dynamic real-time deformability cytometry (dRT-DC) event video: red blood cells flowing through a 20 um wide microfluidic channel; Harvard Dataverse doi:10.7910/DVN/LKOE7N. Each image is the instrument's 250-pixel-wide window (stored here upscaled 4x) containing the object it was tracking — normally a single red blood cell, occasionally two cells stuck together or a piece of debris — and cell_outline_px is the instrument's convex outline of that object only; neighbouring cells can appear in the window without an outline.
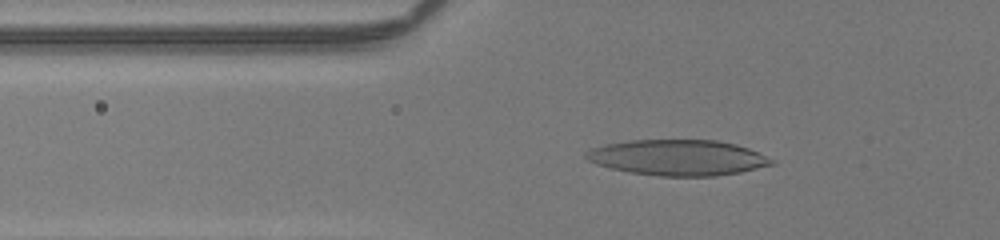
{"species": "human", "species_latin": "Homo sapiens", "temperature_condition": "room temperature", "stored_images_in_passage": 39, "camera_frame_rate_fps": 3000, "um_per_image_px": 0.085, "donor": {"sex": "male"}, "frame": {"image": 1, "passage_image": 12, "time_ms": 3.667, "image_size_px": [1000, 240], "cell_outline_px": [[776, 164], [740, 172], [716, 176], [660, 176], [628, 172], [596, 164], [588, 160], [584, 156], [584, 152], [592, 148], [608, 144], [628, 140], [716, 140], [736, 144], [748, 148], [776, 160]], "centroid_in_image_um": [57.64, 13.4], "position_along_channel_um": 68.2, "area_um2": 38.67}}
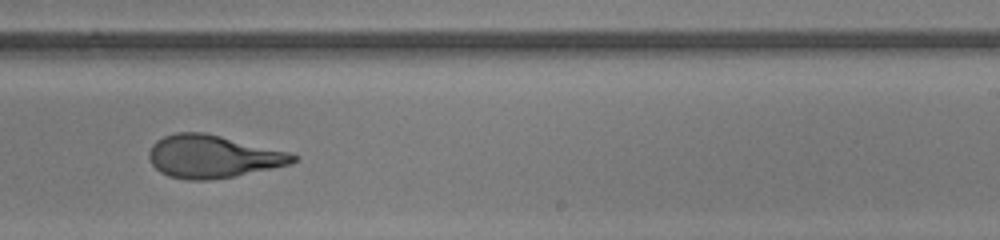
{"frame": {"image": 2, "passage_image": 28, "time_ms": 9.0, "image_size_px": [1000, 240], "cell_outline_px": [[296, 160], [292, 164], [236, 176], [212, 180], [184, 180], [168, 176], [160, 172], [152, 164], [148, 156], [148, 152], [152, 144], [156, 140], [164, 136], [176, 132], [204, 132], [288, 152], [296, 156]], "centroid_in_image_um": [18.05, 13.31], "position_along_channel_um": 271.0, "area_um2": 35.95}}
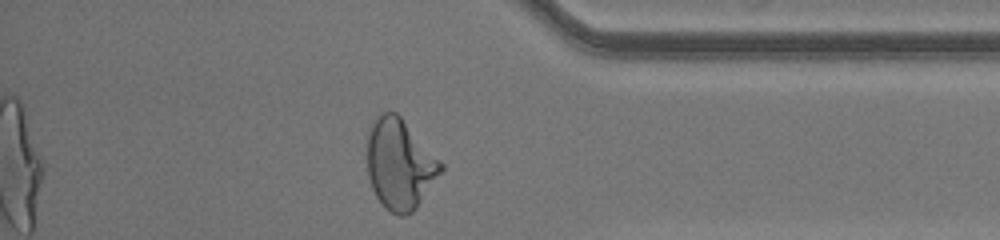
{"frame": {"image": 3, "passage_image": 38, "time_ms": 12.333, "image_size_px": [1000, 240], "cell_outline_px": [[444, 168], [416, 208], [412, 212], [404, 216], [400, 216], [384, 208], [376, 196], [372, 188], [368, 176], [368, 128], [376, 116], [380, 112], [396, 112], [400, 116], [444, 164]], "centroid_in_image_um": [33.97, 13.95], "position_along_channel_um": 401.2, "area_um2": 38.61}, "authors_computed_cell_mechanics": {"area_um2": 37.2232, "velocity_mm_per_s": 4.1346, "shape_relaxation_time_tau1_ms": 9.1457, "shape_relaxation_time_tau2_ms": 0.9822, "deformation_change_tau1": 0.3563, "deformation_change_tau2": 0.08}}